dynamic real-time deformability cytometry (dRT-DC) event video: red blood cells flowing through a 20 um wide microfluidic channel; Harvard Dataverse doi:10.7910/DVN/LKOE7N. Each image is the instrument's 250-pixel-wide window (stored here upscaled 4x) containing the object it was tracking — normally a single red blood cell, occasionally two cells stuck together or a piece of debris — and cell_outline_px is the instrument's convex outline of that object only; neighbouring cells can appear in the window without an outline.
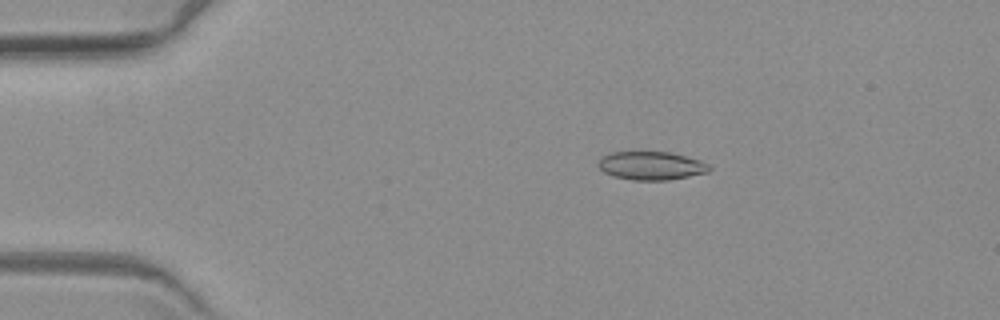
{"species": "common noctule bat (a hibernating species)", "species_latin": "Nyctalus noctula", "temperature_condition": "warm", "stored_images_in_passage": 4, "camera_frame_rate_fps": 3000, "um_per_image_px": 0.085, "animal": {"sex": "female", "body_mass_g": 19.3, "forearm_length_mm": 54.1}, "frame": {"image": 1, "passage_image": 1, "time_ms": 0.0, "image_size_px": [1000, 320], "cell_outline_px": [[712, 168], [708, 172], [668, 180], [632, 180], [612, 176], [604, 172], [596, 164], [600, 156], [608, 152], [668, 152], [700, 160], [708, 164]], "centroid_in_image_um": [55.29, 14.08], "position_along_channel_um": 29.7, "area_um2": 18.44}}